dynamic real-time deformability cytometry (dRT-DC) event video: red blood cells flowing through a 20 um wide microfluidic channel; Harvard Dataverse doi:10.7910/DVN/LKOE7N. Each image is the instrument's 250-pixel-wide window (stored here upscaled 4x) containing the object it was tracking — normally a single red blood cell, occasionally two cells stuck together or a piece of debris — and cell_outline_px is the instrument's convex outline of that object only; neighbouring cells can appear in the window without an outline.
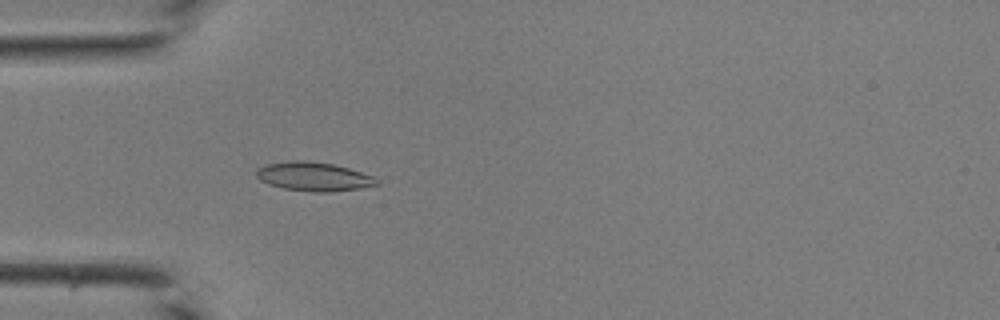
{"species": "common noctule bat (a hibernating species)", "species_latin": "Nyctalus noctula", "temperature_condition": "room temperature", "stored_images_in_passage": 42, "camera_frame_rate_fps": 3000, "um_per_image_px": 0.085, "animal": {"sex": "male", "body_mass_g": 19.0, "forearm_length_mm": 50.8}, "frame": {"image": 1, "passage_image": 13, "time_ms": 4.0, "image_size_px": [1000, 320], "cell_outline_px": [[380, 184], [360, 188], [328, 192], [312, 192], [284, 188], [268, 184], [260, 180], [256, 176], [256, 168], [264, 164], [292, 160], [304, 160], [332, 164], [348, 168], [372, 176], [380, 180]], "centroid_in_image_um": [26.63, 15.0], "position_along_channel_um": 58.4, "area_um2": 20.29}}
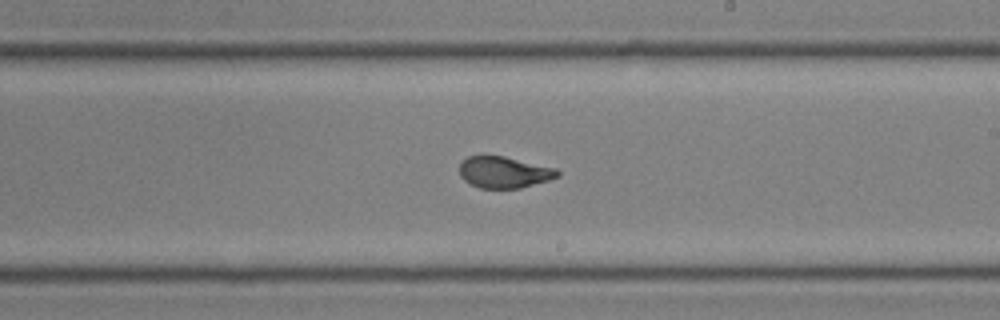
{"frame": {"image": 2, "passage_image": 25, "time_ms": 8.0, "image_size_px": [1000, 320], "cell_outline_px": [[560, 176], [548, 180], [520, 188], [480, 188], [464, 180], [460, 176], [460, 164], [468, 156], [484, 152], [504, 156], [556, 168], [560, 172]], "centroid_in_image_um": [42.82, 14.6], "position_along_channel_um": 246.2, "area_um2": 18.32}}
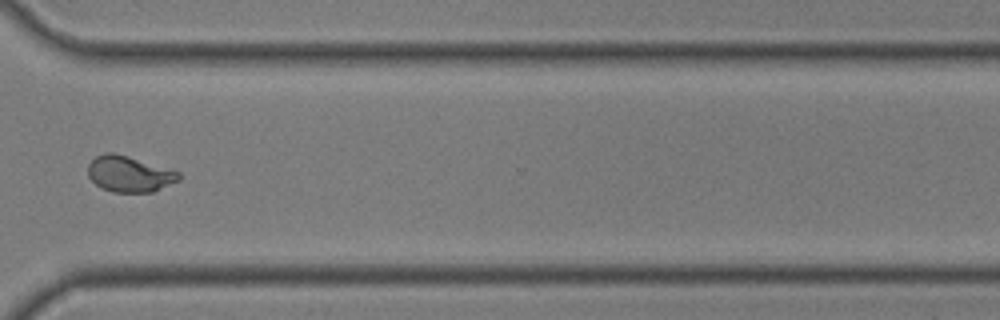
{"frame": {"image": 3, "passage_image": 32, "time_ms": 10.333, "image_size_px": [1000, 320], "cell_outline_px": [[184, 176], [180, 180], [152, 192], [112, 192], [96, 184], [88, 176], [88, 164], [96, 156], [104, 152], [112, 152], [128, 156], [180, 172]], "centroid_in_image_um": [11.01, 14.78], "position_along_channel_um": 359.6, "area_um2": 19.02}}